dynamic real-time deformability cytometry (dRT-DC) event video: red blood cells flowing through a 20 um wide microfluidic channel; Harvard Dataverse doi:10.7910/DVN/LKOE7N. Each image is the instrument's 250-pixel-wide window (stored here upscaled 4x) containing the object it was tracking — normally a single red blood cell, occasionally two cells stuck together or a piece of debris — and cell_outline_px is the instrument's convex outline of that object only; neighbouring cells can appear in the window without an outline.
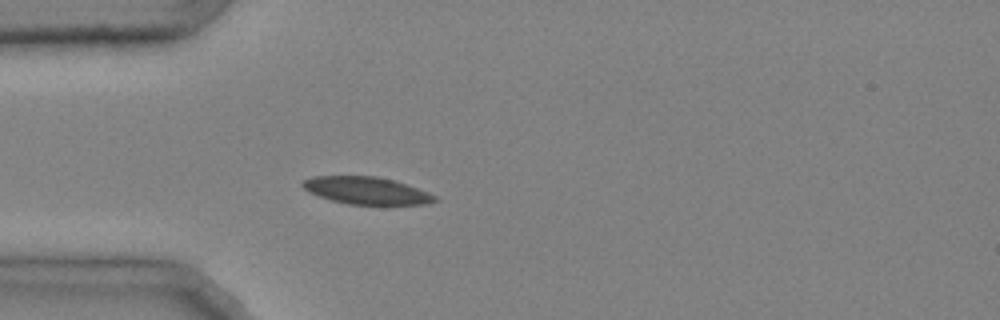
{"species": "common noctule bat (a hibernating species)", "species_latin": "Nyctalus noctula", "temperature_condition": "cold", "stored_images_in_passage": 35, "camera_frame_rate_fps": 3000, "um_per_image_px": 0.085, "animal": {"sex": "male", "body_mass_g": 20.4}, "frame": {"image": 1, "passage_image": 1, "time_ms": 0.0, "image_size_px": [1000, 320], "cell_outline_px": [[440, 200], [424, 204], [348, 204], [332, 200], [308, 192], [300, 184], [304, 180], [312, 176], [376, 176], [408, 184], [428, 192], [436, 196]], "centroid_in_image_um": [31.15, 16.19], "position_along_channel_um": 53.8, "area_um2": 20.92}}
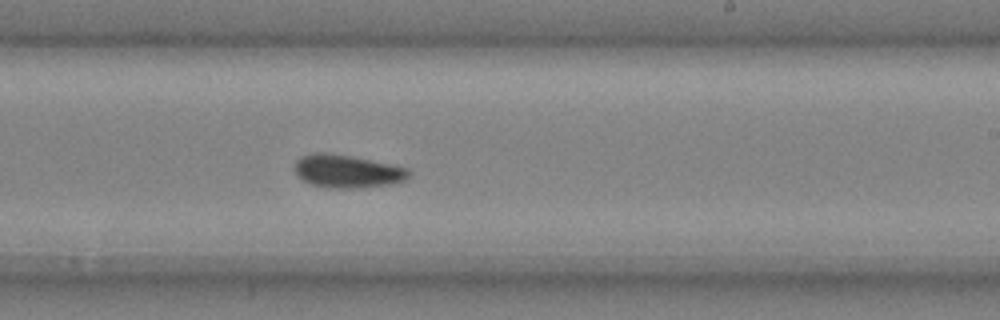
{"frame": {"image": 2, "passage_image": 17, "time_ms": 5.333, "image_size_px": [1000, 320], "cell_outline_px": [[408, 176], [404, 180], [388, 184], [364, 188], [328, 188], [312, 184], [304, 180], [296, 172], [296, 160], [300, 156], [316, 152], [324, 152], [352, 156], [408, 168]], "centroid_in_image_um": [29.49, 14.55], "position_along_channel_um": 259.5, "area_um2": 21.68}}
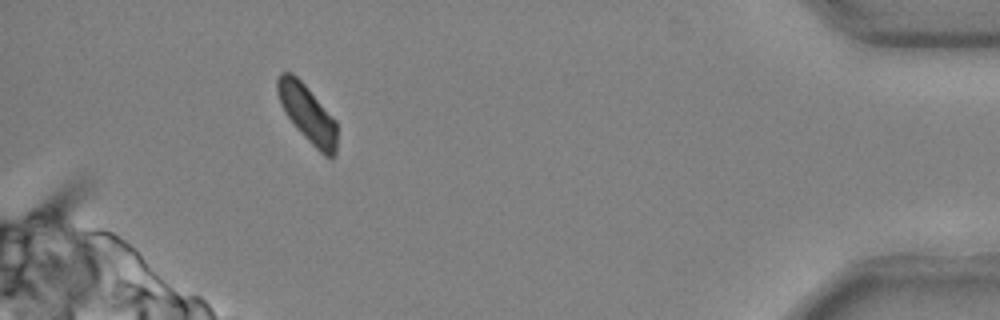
{"frame": {"image": 3, "passage_image": 32, "time_ms": 10.333, "image_size_px": [1000, 320], "cell_outline_px": [[336, 156], [332, 160], [324, 156], [300, 132], [284, 112], [280, 104], [276, 92], [276, 80], [280, 72], [292, 72], [308, 88], [336, 120]], "centroid_in_image_um": [26.12, 9.66], "position_along_channel_um": 409.1, "area_um2": 20.0}, "authors_computed_cell_mechanics": {"area_um2": 21.4438, "velocity_mm_per_s": 3.9818, "shape_relaxation_time_tau1_ms": 4.4178, "shape_relaxation_time_tau2_ms": null, "deformation_change_tau1": 0.103, "deformation_change_tau2": null}}